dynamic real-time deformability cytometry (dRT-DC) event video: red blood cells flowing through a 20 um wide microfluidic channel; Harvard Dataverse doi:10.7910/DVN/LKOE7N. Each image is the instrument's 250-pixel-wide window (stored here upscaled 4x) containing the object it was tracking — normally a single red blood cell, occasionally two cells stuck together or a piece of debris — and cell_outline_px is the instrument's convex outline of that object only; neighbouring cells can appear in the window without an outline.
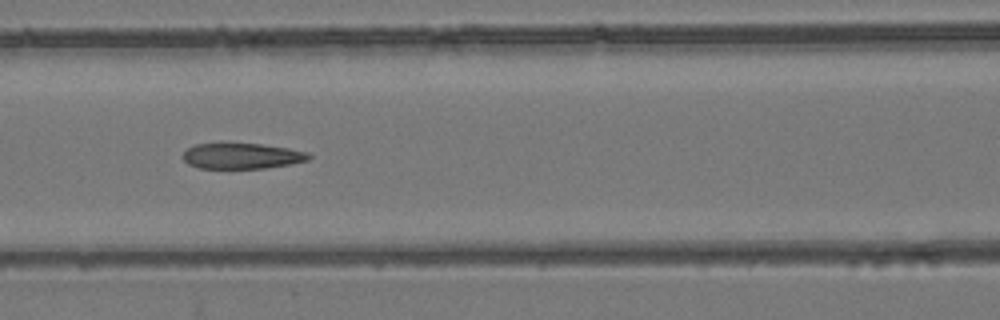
{"species": "common noctule bat (a hibernating species)", "species_latin": "Nyctalus noctula", "temperature_condition": "room temperature", "stored_images_in_passage": 8, "camera_frame_rate_fps": 3000, "um_per_image_px": 0.085, "animal": {"sex": "female", "body_mass_g": 24.6, "forearm_length_mm": 56.2}, "frame": {"image": 1, "passage_image": 6, "time_ms": 7.0, "image_size_px": [1000, 320], "cell_outline_px": [[312, 156], [308, 160], [292, 164], [264, 168], [200, 168], [188, 164], [184, 160], [184, 152], [188, 148], [196, 144], [220, 140], [260, 144], [288, 148], [308, 152]], "centroid_in_image_um": [20.53, 13.21], "position_along_channel_um": 146.1, "area_um2": 19.54}}
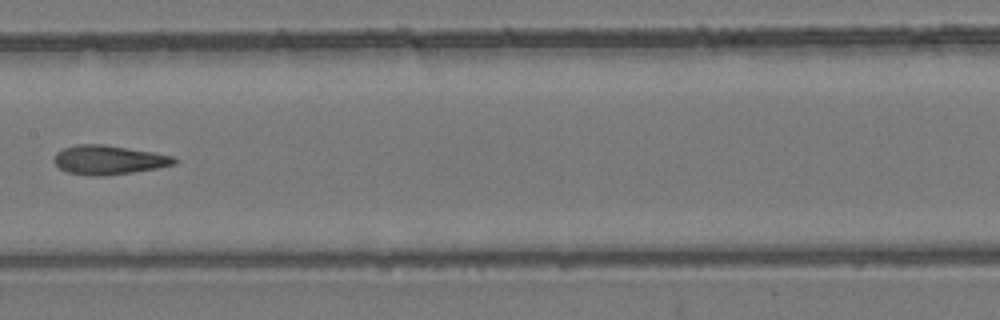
{"frame": {"image": 2, "passage_image": 7, "time_ms": 8.333, "image_size_px": [1000, 320], "cell_outline_px": [[176, 164], [156, 168], [132, 172], [104, 176], [88, 176], [68, 172], [60, 168], [52, 160], [56, 152], [64, 148], [76, 144], [104, 144], [152, 152], [172, 156], [176, 160]], "centroid_in_image_um": [9.19, 13.59], "position_along_channel_um": 198.2, "area_um2": 20.35}}
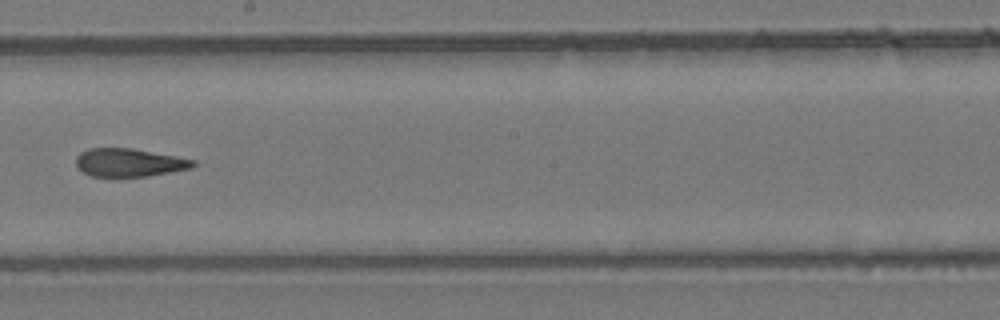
{"frame": {"image": 3, "passage_image": 8, "time_ms": 9.333, "image_size_px": [1000, 320], "cell_outline_px": [[196, 164], [192, 168], [148, 176], [92, 176], [84, 172], [76, 164], [76, 156], [80, 152], [88, 148], [132, 148], [176, 156], [196, 160]], "centroid_in_image_um": [11.0, 13.8], "position_along_channel_um": 237.2, "area_um2": 19.13}}